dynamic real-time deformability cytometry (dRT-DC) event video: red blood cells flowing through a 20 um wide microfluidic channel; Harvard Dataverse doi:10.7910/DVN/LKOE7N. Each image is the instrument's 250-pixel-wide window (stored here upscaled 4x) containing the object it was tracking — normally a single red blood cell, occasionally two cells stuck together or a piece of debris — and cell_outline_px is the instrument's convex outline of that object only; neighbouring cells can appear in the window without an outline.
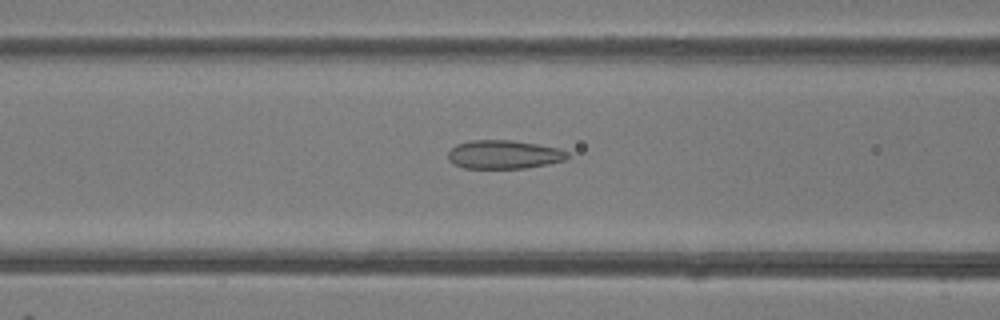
{"species": "common noctule bat (a hibernating species)", "species_latin": "Nyctalus noctula", "temperature_condition": "room temperature", "stored_images_in_passage": 49, "camera_frame_rate_fps": 3000, "um_per_image_px": 0.085, "animal": {"sex": "female"}, "frame": {"image": 1, "passage_image": 20, "time_ms": 6.333, "image_size_px": [1000, 320], "cell_outline_px": [[568, 156], [564, 160], [548, 164], [524, 168], [464, 168], [452, 164], [448, 160], [448, 152], [456, 144], [472, 140], [512, 140], [560, 148], [568, 152]], "centroid_in_image_um": [42.8, 13.13], "position_along_channel_um": 123.8, "area_um2": 19.94}}
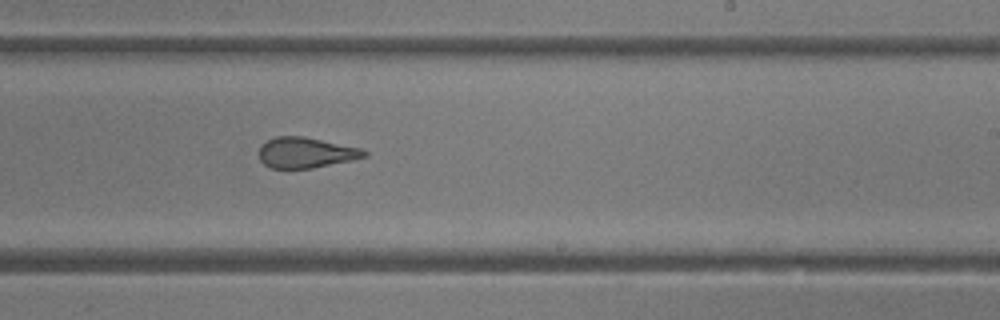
{"frame": {"image": 2, "passage_image": 30, "time_ms": 9.667, "image_size_px": [1000, 320], "cell_outline_px": [[368, 156], [352, 160], [312, 168], [272, 168], [264, 164], [260, 160], [260, 148], [268, 140], [276, 136], [304, 136], [360, 148], [368, 152]], "centroid_in_image_um": [26.02, 12.97], "position_along_channel_um": 263.0, "area_um2": 18.55}}
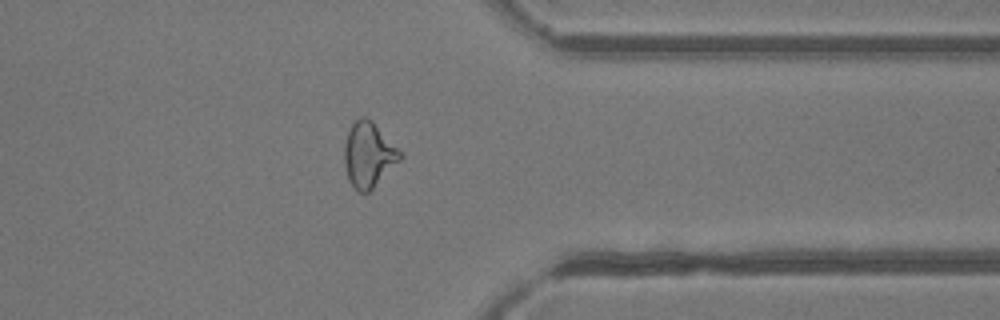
{"frame": {"image": 3, "passage_image": 39, "time_ms": 12.667, "image_size_px": [1000, 320], "cell_outline_px": [[404, 156], [368, 192], [360, 192], [352, 184], [348, 176], [344, 164], [344, 144], [348, 132], [352, 124], [360, 116], [364, 116], [372, 120], [404, 152]], "centroid_in_image_um": [31.36, 13.1], "position_along_channel_um": 380.0, "area_um2": 21.1}, "authors_computed_cell_mechanics": {"area_um2": 21.3282, "velocity_mm_per_s": 4.1742, "shape_relaxation_time_tau1_ms": null, "shape_relaxation_time_tau2_ms": 1.6548, "deformation_change_tau1": null, "deformation_change_tau2": 0.0768}}